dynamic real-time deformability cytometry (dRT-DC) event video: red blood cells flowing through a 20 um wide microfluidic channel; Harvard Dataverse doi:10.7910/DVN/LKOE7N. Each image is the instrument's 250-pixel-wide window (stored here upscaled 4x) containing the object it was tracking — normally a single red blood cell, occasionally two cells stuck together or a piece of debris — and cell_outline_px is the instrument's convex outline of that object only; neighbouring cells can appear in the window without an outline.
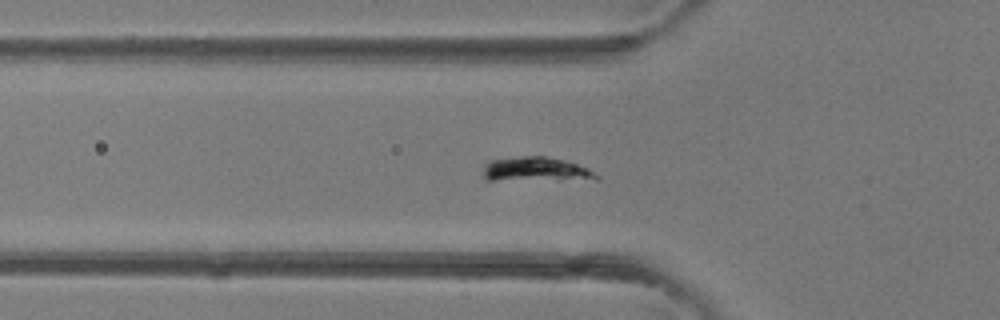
{"species": "common noctule bat (a hibernating species)", "species_latin": "Nyctalus noctula", "temperature_condition": "room temperature", "stored_images_in_passage": 43, "camera_frame_rate_fps": 3000, "um_per_image_px": 0.085, "animal": {"sex": "female"}, "frame": {"image": 1, "passage_image": 14, "time_ms": 4.333, "image_size_px": [1000, 320], "cell_outline_px": [[600, 176], [596, 180], [484, 180], [480, 176], [484, 164], [492, 160], [520, 156], [544, 156], [576, 164], [588, 168]], "centroid_in_image_um": [45.49, 14.43], "position_along_channel_um": 80.3, "area_um2": 16.36}}
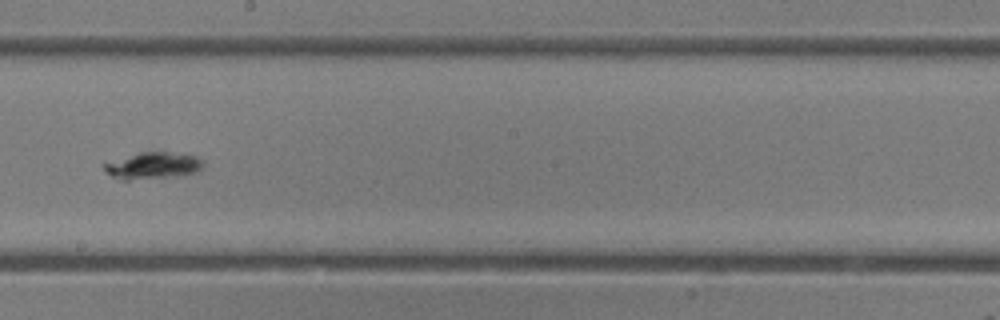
{"frame": {"image": 2, "passage_image": 24, "time_ms": 7.667, "image_size_px": [1000, 320], "cell_outline_px": [[204, 168], [196, 172], [180, 176], [128, 180], [124, 180], [112, 176], [100, 164], [140, 152], [168, 152], [192, 156], [200, 160], [204, 164]], "centroid_in_image_um": [12.99, 14.09], "position_along_channel_um": 235.2, "area_um2": 15.26}}
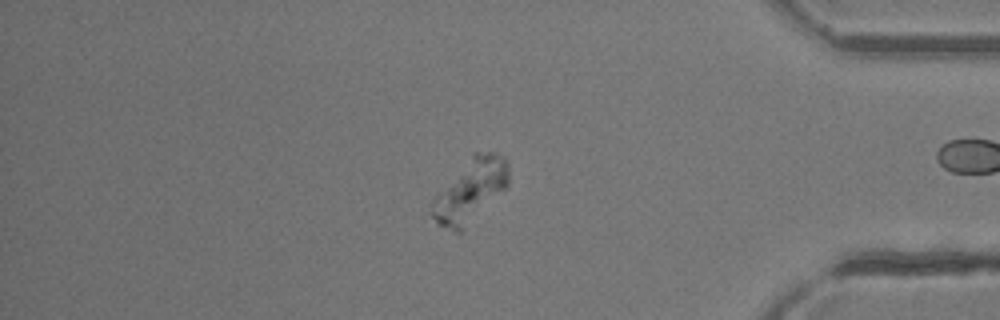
{"frame": {"image": 3, "passage_image": 36, "time_ms": 11.667, "image_size_px": [1000, 320], "cell_outline_px": [[508, 184], [460, 232], [456, 232], [436, 224], [428, 212], [436, 196], [472, 156], [476, 152], [492, 152], [504, 156], [508, 160]], "centroid_in_image_um": [39.97, 16.21], "position_along_channel_um": 395.2, "area_um2": 26.88}}